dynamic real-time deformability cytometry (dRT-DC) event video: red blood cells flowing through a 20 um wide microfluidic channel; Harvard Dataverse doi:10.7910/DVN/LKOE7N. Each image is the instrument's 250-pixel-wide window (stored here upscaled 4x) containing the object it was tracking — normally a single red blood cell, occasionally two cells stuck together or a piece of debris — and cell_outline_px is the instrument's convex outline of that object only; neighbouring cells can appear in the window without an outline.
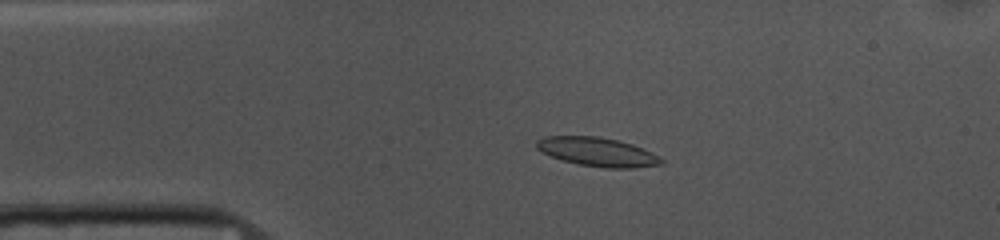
{"species": "common noctule bat (a hibernating species)", "species_latin": "Nyctalus noctula", "temperature_condition": "cold", "stored_images_in_passage": 53, "camera_frame_rate_fps": 3000, "um_per_image_px": 0.085, "animal": {"sex": "female", "body_mass_g": 10.0, "forearm_length_mm": 53.1}, "frame": {"image": 1, "passage_image": 10, "time_ms": 3.0, "image_size_px": [1000, 240], "cell_outline_px": [[664, 164], [636, 168], [604, 168], [580, 164], [560, 160], [540, 152], [536, 148], [536, 140], [544, 136], [600, 136], [632, 144], [652, 152], [660, 156], [664, 160]], "centroid_in_image_um": [50.78, 12.91], "position_along_channel_um": 34.2, "area_um2": 21.27}}
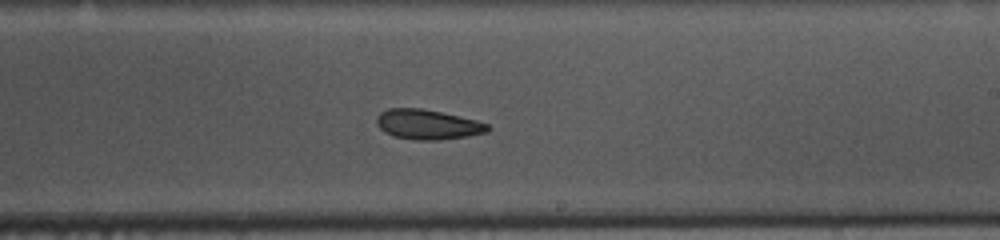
{"frame": {"image": 2, "passage_image": 30, "time_ms": 9.667, "image_size_px": [1000, 240], "cell_outline_px": [[492, 128], [488, 132], [468, 136], [440, 140], [412, 140], [392, 136], [384, 132], [376, 124], [376, 116], [380, 112], [388, 108], [420, 108], [440, 112], [476, 120], [488, 124]], "centroid_in_image_um": [36.33, 10.59], "position_along_channel_um": 252.7, "area_um2": 19.54}}
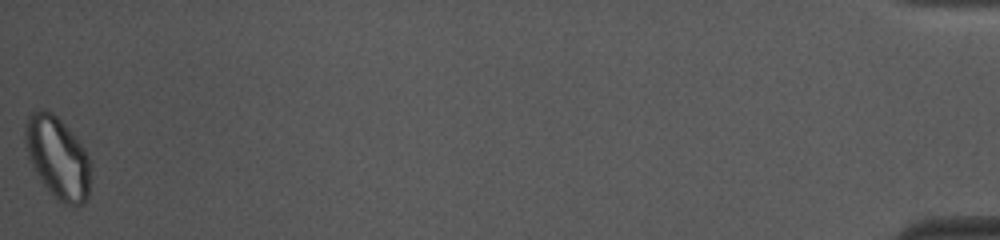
{"frame": {"image": 3, "passage_image": 53, "time_ms": 17.333, "image_size_px": [1000, 240], "cell_outline_px": [[92, 160], [88, 196], [84, 204], [80, 208], [76, 208], [64, 204], [56, 200], [44, 184], [36, 172], [28, 156], [24, 140], [24, 124], [28, 116], [32, 112], [44, 108], [52, 112], [76, 136]], "centroid_in_image_um": [4.93, 13.42], "position_along_channel_um": 430.3, "area_um2": 31.85}, "authors_computed_cell_mechanics": {"area_um2": 20.3456, "velocity_mm_per_s": 3.6795, "shape_relaxation_time_tau1_ms": null, "shape_relaxation_time_tau2_ms": 9.0116, "deformation_change_tau1": null, "deformation_change_tau2": 0.1639}}